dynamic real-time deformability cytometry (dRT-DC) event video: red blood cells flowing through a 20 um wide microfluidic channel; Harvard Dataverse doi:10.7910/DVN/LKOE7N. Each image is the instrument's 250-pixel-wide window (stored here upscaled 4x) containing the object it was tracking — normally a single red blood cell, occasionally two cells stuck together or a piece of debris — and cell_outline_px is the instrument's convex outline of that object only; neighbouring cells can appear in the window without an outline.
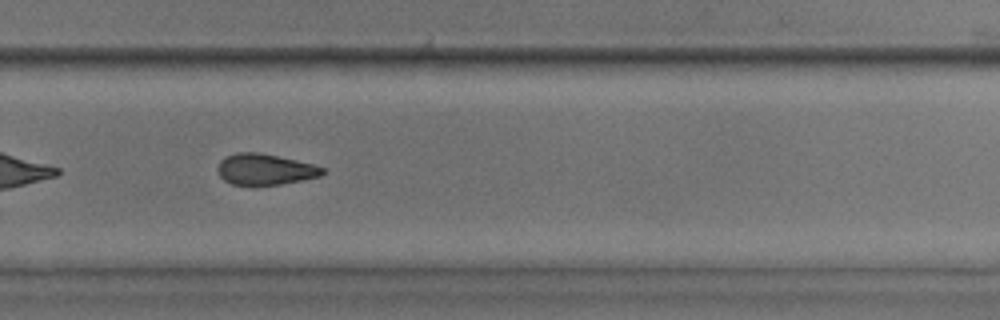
{"species": "common noctule bat (a hibernating species)", "species_latin": "Nyctalus noctula", "temperature_condition": "room temperature", "stored_images_in_passage": 39, "camera_frame_rate_fps": 3000, "um_per_image_px": 0.085, "animal": {"sex": "male", "body_mass_g": 17.9, "forearm_length_mm": 54.2}, "frame": {"image": 1, "passage_image": 28, "time_ms": 9.0, "image_size_px": [1000, 320], "cell_outline_px": [[324, 172], [320, 176], [280, 184], [232, 184], [224, 180], [220, 176], [216, 168], [220, 160], [224, 156], [236, 152], [260, 152], [296, 160], [312, 164], [324, 168]], "centroid_in_image_um": [22.47, 14.37], "position_along_channel_um": 307.3, "area_um2": 18.79}, "authors_computed_cell_mechanics": {"area_um2": 19.8254, "velocity_mm_per_s": 4.1055, "shape_relaxation_time_tau1_ms": null, "shape_relaxation_time_tau2_ms": 4.0497, "deformation_change_tau1": null, "deformation_change_tau2": 0.1268}}